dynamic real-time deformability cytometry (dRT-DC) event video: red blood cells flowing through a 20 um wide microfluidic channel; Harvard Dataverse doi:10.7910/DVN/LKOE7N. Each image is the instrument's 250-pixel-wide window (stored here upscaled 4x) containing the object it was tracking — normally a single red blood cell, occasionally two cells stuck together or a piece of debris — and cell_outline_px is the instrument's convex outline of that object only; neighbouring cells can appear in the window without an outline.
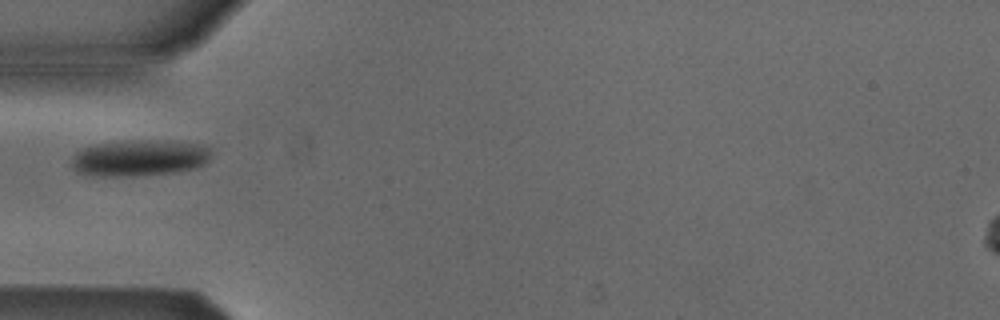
{"species": "Egyptian fruit bat (a non-hibernating species)", "species_latin": "Rousettus aegyptiacus", "temperature_condition": "cold", "stored_images_in_passage": 1, "camera_frame_rate_fps": 3000, "um_per_image_px": 0.085, "animal": {"sex": "male"}, "frame": {"image": 1, "passage_image": 1, "time_ms": 0.0, "image_size_px": [1000, 320], "cell_outline_px": [[212, 152], [208, 160], [204, 164], [196, 168], [172, 172], [136, 176], [100, 176], [76, 172], [72, 168], [72, 156], [76, 152], [92, 144], [120, 140], [144, 140], [200, 144], [212, 148]], "centroid_in_image_um": [11.82, 13.42], "position_along_channel_um": 73.2, "area_um2": 29.71}}